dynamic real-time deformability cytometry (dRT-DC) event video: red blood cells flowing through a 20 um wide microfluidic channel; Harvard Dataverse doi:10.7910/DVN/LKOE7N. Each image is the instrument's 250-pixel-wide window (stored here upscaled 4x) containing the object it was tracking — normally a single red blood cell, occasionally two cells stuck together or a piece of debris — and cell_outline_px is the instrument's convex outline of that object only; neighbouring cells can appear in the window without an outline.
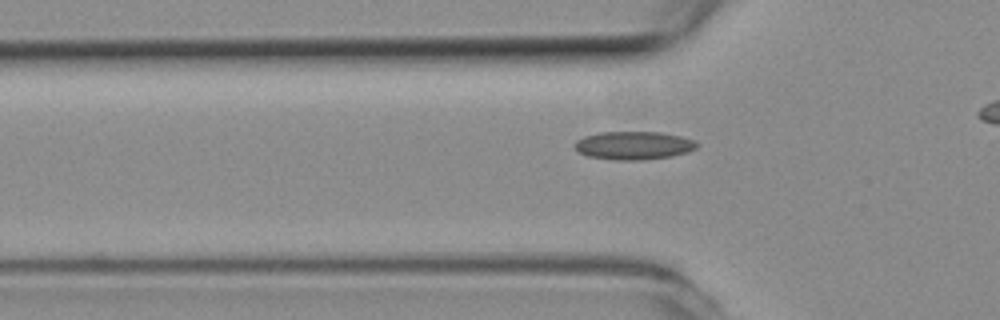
{"species": "common noctule bat (a hibernating species)", "species_latin": "Nyctalus noctula", "temperature_condition": "room temperature", "stored_images_in_passage": 35, "camera_frame_rate_fps": 3000, "um_per_image_px": 0.085, "animal": {"sex": "female", "body_mass_g": 19.3, "forearm_length_mm": 54.1}, "frame": {"image": 1, "passage_image": 9, "time_ms": 2.667, "image_size_px": [1000, 320], "cell_outline_px": [[700, 144], [696, 148], [688, 152], [672, 156], [640, 160], [616, 160], [588, 156], [580, 152], [572, 144], [576, 140], [584, 136], [600, 132], [660, 132], [680, 136], [696, 140]], "centroid_in_image_um": [53.88, 12.36], "position_along_channel_um": 71.9, "area_um2": 20.17}}
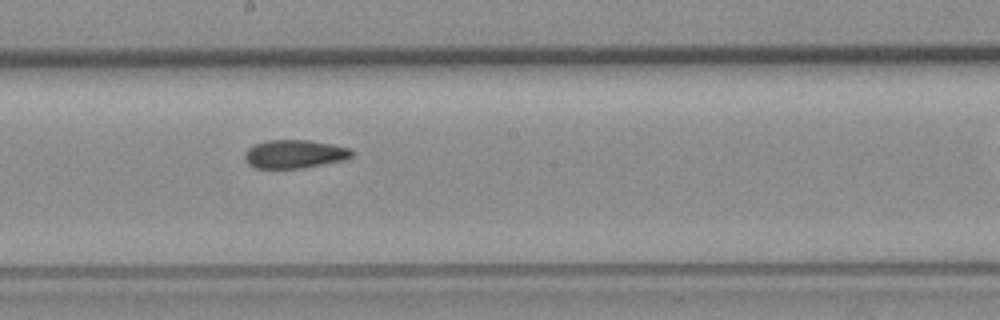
{"frame": {"image": 2, "passage_image": 21, "time_ms": 6.667, "image_size_px": [1000, 320], "cell_outline_px": [[352, 156], [344, 160], [304, 168], [256, 168], [248, 164], [244, 160], [244, 152], [248, 148], [256, 144], [268, 140], [308, 140], [332, 144], [348, 148], [352, 152]], "centroid_in_image_um": [25.0, 13.1], "position_along_channel_um": 223.2, "area_um2": 17.69}}
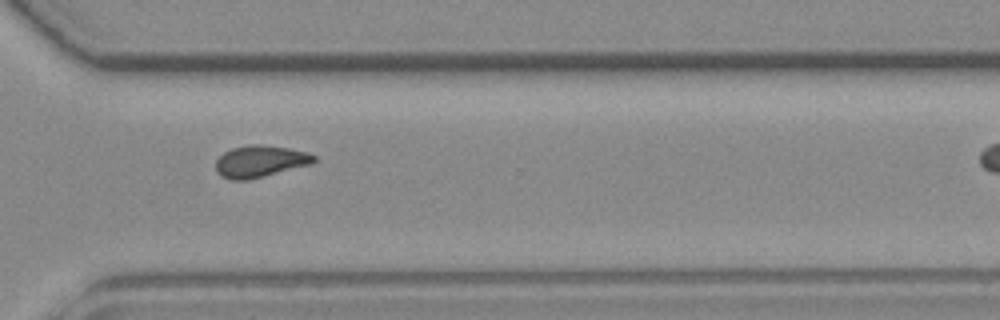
{"frame": {"image": 3, "passage_image": 31, "time_ms": 10.0, "image_size_px": [1000, 320], "cell_outline_px": [[316, 160], [312, 164], [248, 180], [232, 180], [220, 176], [216, 172], [216, 160], [224, 152], [232, 148], [252, 144], [256, 144], [288, 148], [308, 152], [316, 156]], "centroid_in_image_um": [22.11, 13.72], "position_along_channel_um": 348.5, "area_um2": 18.21}}